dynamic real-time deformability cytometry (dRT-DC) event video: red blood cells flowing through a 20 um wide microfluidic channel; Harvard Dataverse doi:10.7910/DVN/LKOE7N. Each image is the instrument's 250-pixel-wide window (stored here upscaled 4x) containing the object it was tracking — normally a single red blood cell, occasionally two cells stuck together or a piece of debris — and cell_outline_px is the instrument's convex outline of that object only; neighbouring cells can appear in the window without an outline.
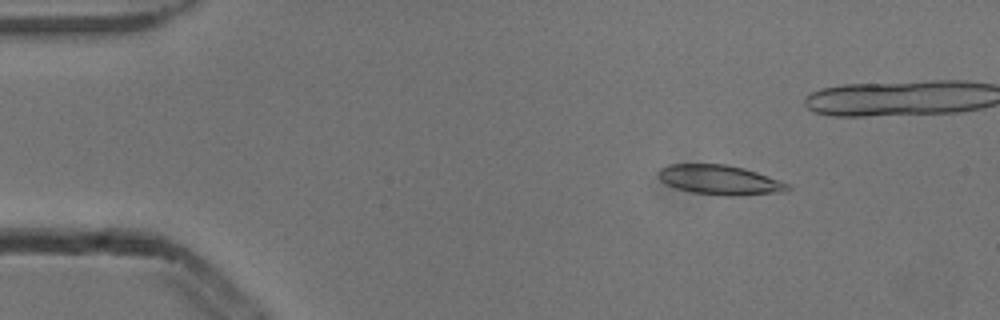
{"species": "common noctule bat (a hibernating species)", "species_latin": "Nyctalus noctula", "temperature_condition": "cold", "stored_images_in_passage": 6, "camera_frame_rate_fps": 3000, "um_per_image_px": 0.085, "animal": {"sex": "male", "body_mass_g": 13.3}, "frame": {"image": 1, "passage_image": 3, "time_ms": 0.667, "image_size_px": [1000, 320], "cell_outline_px": [[792, 188], [788, 192], [740, 196], [732, 196], [692, 192], [676, 188], [660, 180], [656, 176], [656, 172], [660, 168], [668, 164], [728, 164], [744, 168], [768, 176], [788, 184]], "centroid_in_image_um": [61.19, 15.29], "position_along_channel_um": 23.8, "area_um2": 22.54}}